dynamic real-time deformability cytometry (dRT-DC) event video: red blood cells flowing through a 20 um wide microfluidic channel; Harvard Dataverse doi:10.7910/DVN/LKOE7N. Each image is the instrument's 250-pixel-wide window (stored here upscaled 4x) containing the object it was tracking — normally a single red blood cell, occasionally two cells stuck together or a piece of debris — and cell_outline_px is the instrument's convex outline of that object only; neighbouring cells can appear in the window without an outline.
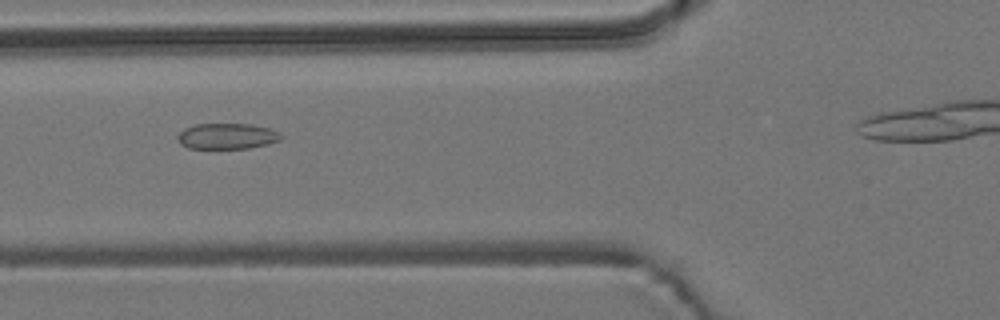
{"species": "common noctule bat (a hibernating species)", "species_latin": "Nyctalus noctula", "temperature_condition": "room temperature", "stored_images_in_passage": 10, "camera_frame_rate_fps": 3000, "um_per_image_px": 0.085, "animal": {"sex": "male", "body_mass_g": 19.2, "forearm_length_mm": 51.8}, "frame": {"image": 1, "passage_image": 3, "time_ms": 2.333, "image_size_px": [1000, 320], "cell_outline_px": [[284, 136], [280, 140], [268, 144], [248, 148], [188, 148], [180, 144], [176, 136], [184, 128], [196, 124], [252, 124], [268, 128], [280, 132]], "centroid_in_image_um": [19.31, 11.57], "position_along_channel_um": 106.5, "area_um2": 15.61}}
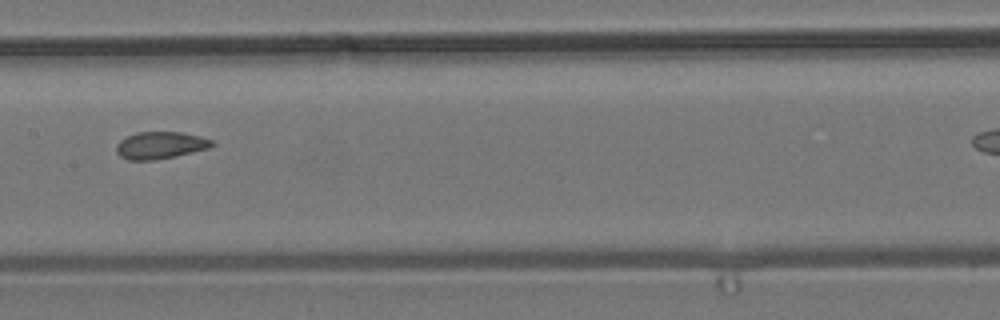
{"frame": {"image": 2, "passage_image": 5, "time_ms": 4.667, "image_size_px": [1000, 320], "cell_outline_px": [[216, 144], [208, 148], [176, 156], [152, 160], [128, 160], [120, 156], [116, 152], [116, 144], [120, 140], [136, 132], [180, 132], [200, 136], [212, 140]], "centroid_in_image_um": [13.61, 12.35], "position_along_channel_um": 193.8, "area_um2": 15.09}}
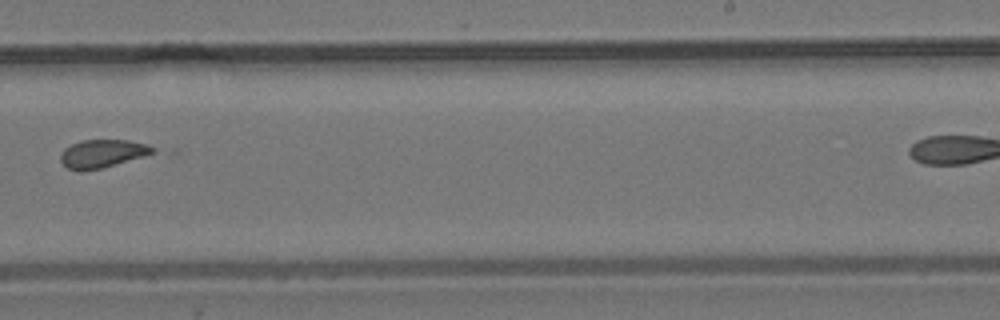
{"frame": {"image": 3, "passage_image": 7, "time_ms": 7.0, "image_size_px": [1000, 320], "cell_outline_px": [[156, 152], [144, 156], [100, 168], [68, 168], [60, 160], [60, 156], [64, 148], [80, 140], [128, 140], [148, 144], [156, 148]], "centroid_in_image_um": [8.76, 13.0], "position_along_channel_um": 280.2, "area_um2": 14.62}}